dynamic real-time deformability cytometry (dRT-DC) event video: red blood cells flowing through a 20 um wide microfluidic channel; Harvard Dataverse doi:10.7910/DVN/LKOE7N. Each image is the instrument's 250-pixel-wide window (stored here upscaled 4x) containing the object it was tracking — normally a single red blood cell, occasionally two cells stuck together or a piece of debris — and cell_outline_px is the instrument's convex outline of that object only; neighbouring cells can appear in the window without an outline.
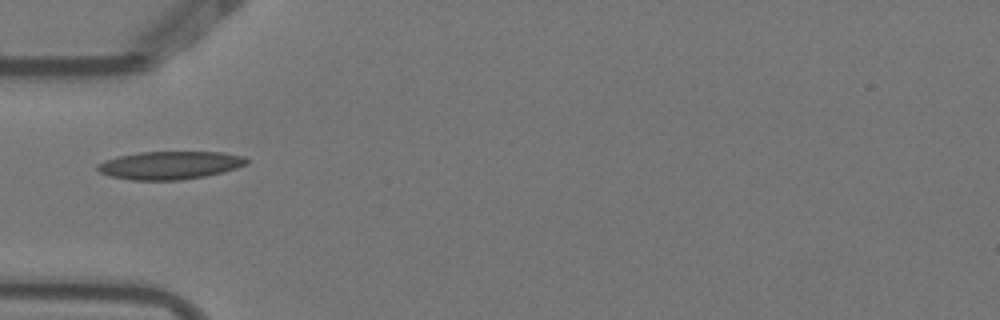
{"species": "Egyptian fruit bat (a non-hibernating species)", "species_latin": "Rousettus aegyptiacus", "temperature_condition": "warm", "stored_images_in_passage": 1, "camera_frame_rate_fps": 3000, "um_per_image_px": 0.085, "animal": {"sex": "female"}, "frame": {"image": 1, "passage_image": 1, "time_ms": 0.0, "image_size_px": [1000, 320], "cell_outline_px": [[248, 164], [224, 172], [204, 176], [180, 180], [132, 180], [112, 176], [100, 172], [96, 168], [96, 164], [104, 160], [120, 156], [140, 152], [220, 152], [244, 156], [248, 160]], "centroid_in_image_um": [14.45, 14.04], "position_along_channel_um": 70.5, "area_um2": 24.28}}